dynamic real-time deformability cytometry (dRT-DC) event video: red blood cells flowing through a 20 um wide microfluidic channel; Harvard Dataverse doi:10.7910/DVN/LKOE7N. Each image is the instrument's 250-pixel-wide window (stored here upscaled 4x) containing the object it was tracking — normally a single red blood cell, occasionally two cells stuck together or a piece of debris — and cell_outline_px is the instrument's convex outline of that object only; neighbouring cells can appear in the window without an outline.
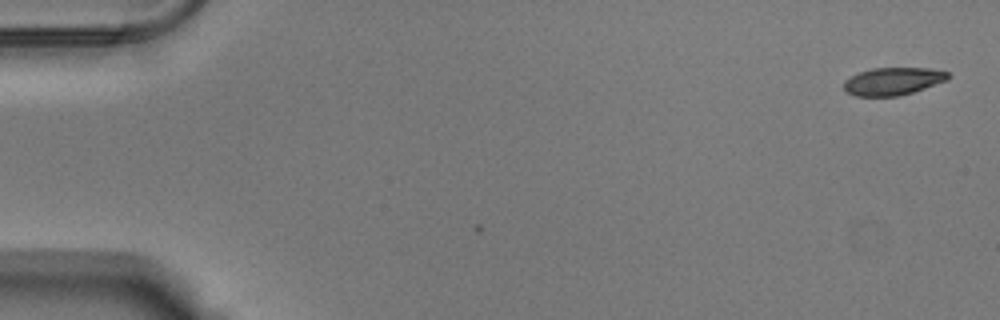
{"species": "Egyptian fruit bat (a non-hibernating species)", "species_latin": "Rousettus aegyptiacus", "temperature_condition": "warm", "stored_images_in_passage": 51, "camera_frame_rate_fps": 3000, "um_per_image_px": 0.085, "animal": {"sex": "male"}, "frame": {"image": 1, "passage_image": 1, "time_ms": 0.0, "image_size_px": [1000, 320], "cell_outline_px": [[948, 76], [940, 80], [920, 88], [908, 92], [888, 96], [864, 96], [852, 92], [848, 88], [848, 84], [856, 76], [868, 72], [888, 68], [912, 68], [944, 72]], "centroid_in_image_um": [75.93, 6.91], "position_along_channel_um": 9.1, "area_um2": 14.16}}
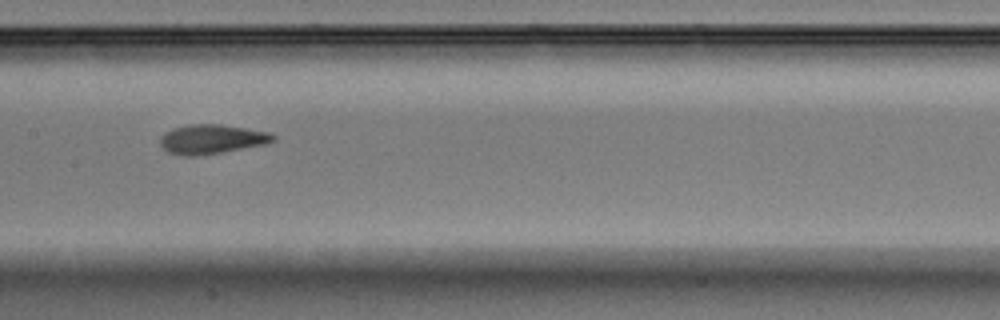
{"frame": {"image": 2, "passage_image": 27, "time_ms": 8.667, "image_size_px": [1000, 320], "cell_outline_px": [[268, 140], [224, 148], [196, 152], [188, 152], [172, 148], [168, 144], [168, 140], [172, 136], [196, 128], [220, 128], [248, 132], [268, 136]], "centroid_in_image_um": [18.06, 11.85], "position_along_channel_um": 189.3, "area_um2": 11.73}}
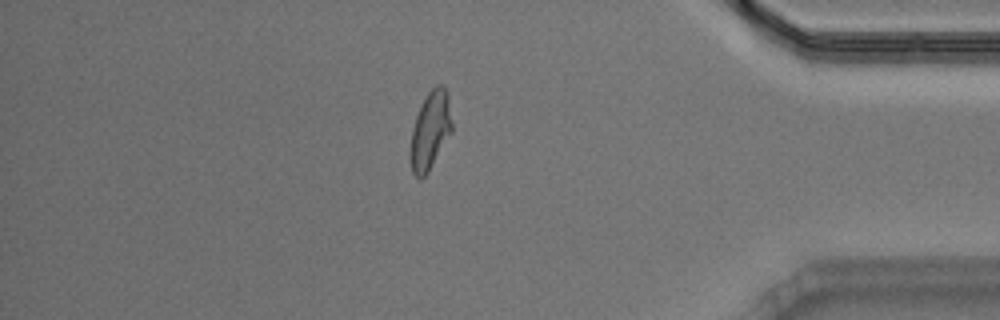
{"frame": {"image": 3, "passage_image": 46, "time_ms": 15.0, "image_size_px": [1000, 320], "cell_outline_px": [[448, 124], [428, 168], [424, 172], [412, 164], [412, 136], [416, 120], [428, 96], [432, 92], [444, 96], [448, 120]], "centroid_in_image_um": [36.46, 11.11], "position_along_channel_um": 398.7, "area_um2": 13.53}, "authors_computed_cell_mechanics": {"area_um2": 13.4674, "velocity_mm_per_s": 3.7921, "shape_relaxation_time_tau1_ms": null, "shape_relaxation_time_tau2_ms": 2.4399, "deformation_change_tau1": null, "deformation_change_tau2": 0.1049}}